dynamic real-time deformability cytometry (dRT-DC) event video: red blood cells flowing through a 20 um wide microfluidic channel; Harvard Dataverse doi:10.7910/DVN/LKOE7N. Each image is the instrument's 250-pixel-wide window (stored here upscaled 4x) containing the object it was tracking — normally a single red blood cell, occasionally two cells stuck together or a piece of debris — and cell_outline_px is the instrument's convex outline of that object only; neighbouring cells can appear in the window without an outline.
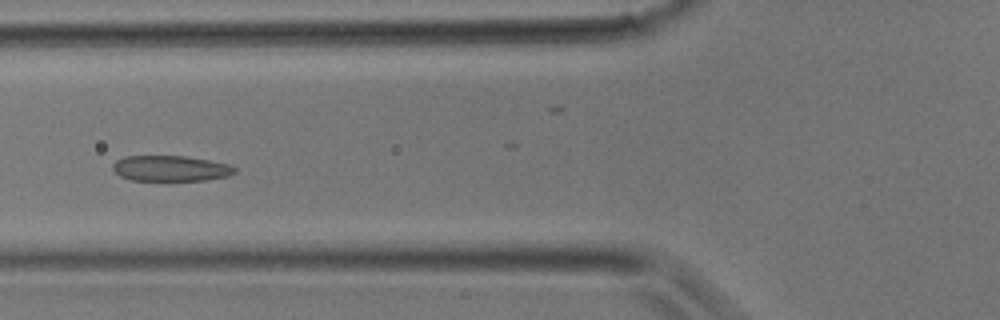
{"species": "common noctule bat (a hibernating species)", "species_latin": "Nyctalus noctula", "temperature_condition": "room temperature", "stored_images_in_passage": 33, "camera_frame_rate_fps": 3000, "um_per_image_px": 0.085, "animal": {"sex": "male", "body_mass_g": 17.9}, "frame": {"image": 1, "passage_image": 9, "time_ms": 2.667, "image_size_px": [1000, 320], "cell_outline_px": [[236, 172], [228, 176], [204, 180], [132, 180], [120, 176], [112, 168], [112, 164], [116, 160], [124, 156], [184, 156], [232, 164], [236, 168]], "centroid_in_image_um": [14.51, 14.31], "position_along_channel_um": 111.3, "area_um2": 18.21}}
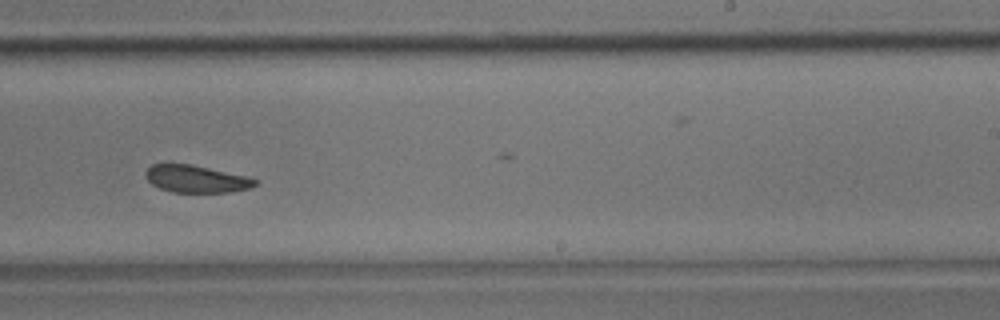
{"frame": {"image": 2, "passage_image": 18, "time_ms": 5.667, "image_size_px": [1000, 320], "cell_outline_px": [[256, 184], [248, 188], [228, 192], [172, 192], [160, 188], [152, 184], [144, 176], [144, 172], [152, 164], [192, 164], [244, 176], [256, 180]], "centroid_in_image_um": [16.6, 15.2], "position_along_channel_um": 272.4, "area_um2": 17.11}}
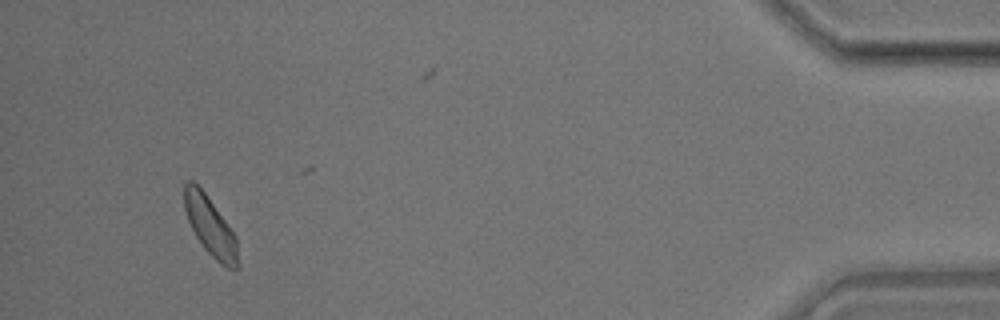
{"frame": {"image": 3, "passage_image": 30, "time_ms": 9.667, "image_size_px": [1000, 320], "cell_outline_px": [[240, 268], [224, 268], [204, 248], [196, 236], [188, 220], [184, 208], [184, 184], [188, 180], [192, 180], [204, 192], [236, 236], [240, 264]], "centroid_in_image_um": [17.89, 19.28], "position_along_channel_um": 417.3, "area_um2": 18.32}}